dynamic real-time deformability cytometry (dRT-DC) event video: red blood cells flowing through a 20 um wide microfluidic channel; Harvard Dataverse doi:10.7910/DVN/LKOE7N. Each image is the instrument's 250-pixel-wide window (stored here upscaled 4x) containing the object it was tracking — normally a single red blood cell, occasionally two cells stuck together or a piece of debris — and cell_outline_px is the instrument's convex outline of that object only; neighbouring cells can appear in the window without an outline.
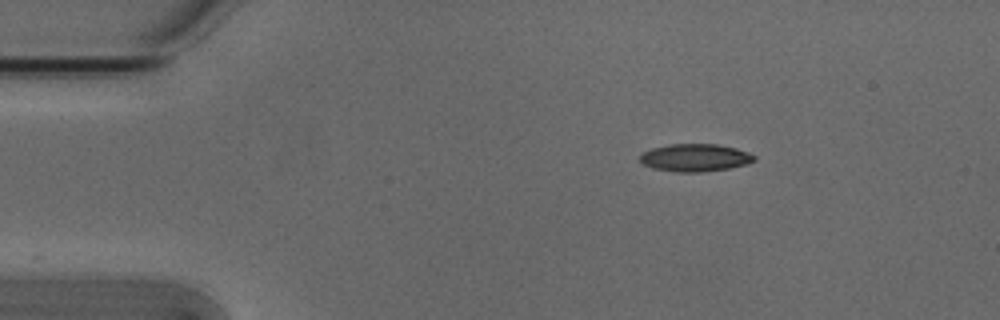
{"species": "Egyptian fruit bat (a non-hibernating species)", "species_latin": "Rousettus aegyptiacus", "temperature_condition": "cold", "stored_images_in_passage": 46, "camera_frame_rate_fps": 3000, "um_per_image_px": 0.085, "animal": {"sex": "male"}, "frame": {"image": 1, "passage_image": 1, "time_ms": 0.0, "image_size_px": [1000, 320], "cell_outline_px": [[756, 160], [744, 164], [728, 168], [700, 172], [676, 172], [652, 168], [644, 164], [640, 160], [640, 156], [644, 152], [652, 148], [668, 144], [716, 144], [736, 148], [748, 152], [756, 156]], "centroid_in_image_um": [59.08, 13.4], "position_along_channel_um": 25.9, "area_um2": 18.26}}
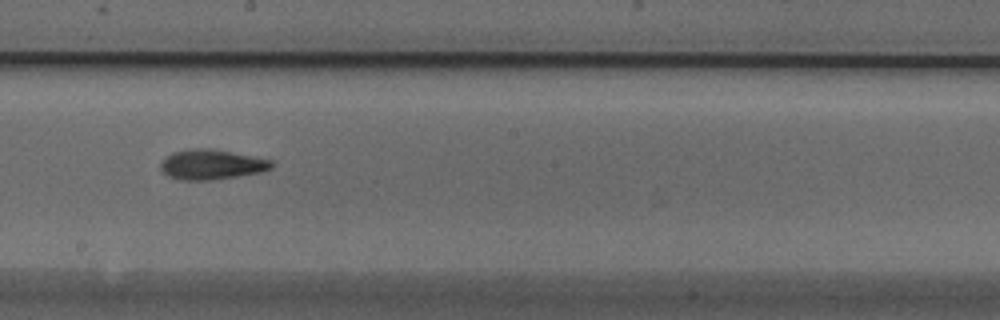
{"frame": {"image": 2, "passage_image": 22, "time_ms": 7.0, "image_size_px": [1000, 320], "cell_outline_px": [[272, 168], [260, 172], [212, 180], [180, 180], [168, 176], [160, 168], [160, 164], [164, 156], [172, 152], [196, 148], [208, 148], [252, 156], [272, 160]], "centroid_in_image_um": [17.93, 13.98], "position_along_channel_um": 230.3, "area_um2": 19.25}}
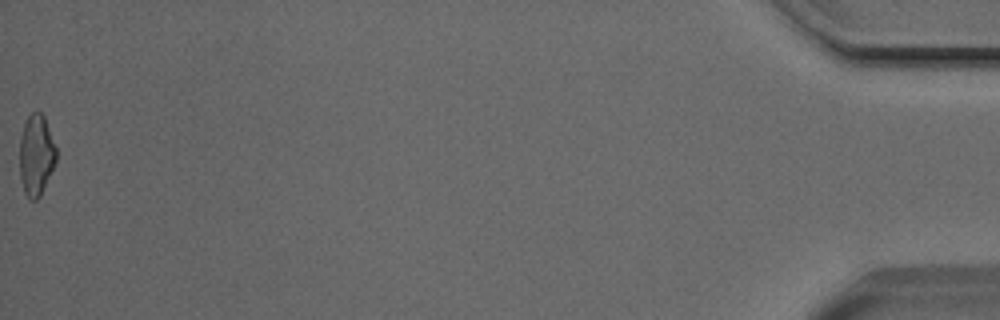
{"frame": {"image": 3, "passage_image": 46, "time_ms": 15.0, "image_size_px": [1000, 320], "cell_outline_px": [[56, 160], [40, 196], [36, 200], [28, 200], [24, 192], [20, 176], [20, 136], [24, 124], [28, 116], [32, 112], [40, 112], [44, 116], [56, 148]], "centroid_in_image_um": [3.06, 13.19], "position_along_channel_um": 432.1, "area_um2": 17.11}, "authors_computed_cell_mechanics": {"area_um2": 18.2359, "velocity_mm_per_s": 3.8482, "shape_relaxation_time_tau1_ms": 5.0883, "shape_relaxation_time_tau2_ms": 3.5244, "deformation_change_tau1": 0.158, "deformation_change_tau2": 0.12}}